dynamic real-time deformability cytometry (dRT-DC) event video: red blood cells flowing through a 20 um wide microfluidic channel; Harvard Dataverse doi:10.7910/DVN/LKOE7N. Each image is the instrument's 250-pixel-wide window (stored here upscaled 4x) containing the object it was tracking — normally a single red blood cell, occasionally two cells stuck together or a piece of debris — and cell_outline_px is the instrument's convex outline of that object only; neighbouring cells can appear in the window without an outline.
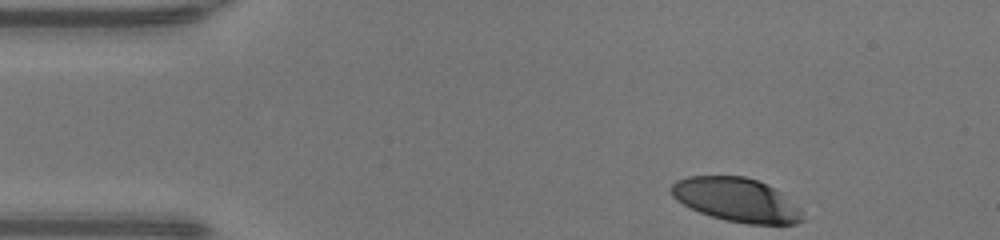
{"species": "human", "species_latin": "Homo sapiens", "temperature_condition": "warm", "stored_images_in_passage": 34, "camera_frame_rate_fps": 3000, "um_per_image_px": 0.085, "donor": {"sex": "male"}, "frame": {"image": 1, "passage_image": 1, "time_ms": 0.0, "image_size_px": [1000, 240], "cell_outline_px": [[804, 220], [796, 224], [748, 224], [724, 220], [700, 212], [676, 200], [672, 196], [668, 188], [676, 180], [688, 176], [744, 176], [756, 180], [776, 188], [800, 208]], "centroid_in_image_um": [62.6, 16.98], "position_along_channel_um": 22.4, "area_um2": 33.64}}
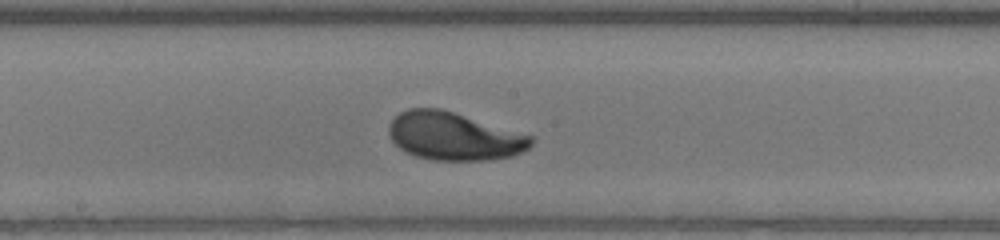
{"frame": {"image": 2, "passage_image": 20, "time_ms": 6.333, "image_size_px": [1000, 240], "cell_outline_px": [[532, 144], [528, 148], [512, 156], [484, 160], [432, 160], [416, 156], [400, 148], [392, 140], [388, 132], [388, 124], [400, 112], [408, 108], [440, 108], [532, 136]], "centroid_in_image_um": [38.55, 11.58], "position_along_channel_um": 209.7, "area_um2": 39.3}}
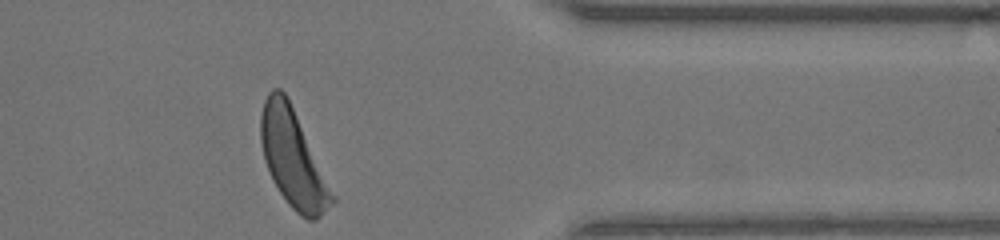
{"frame": {"image": 3, "passage_image": 34, "time_ms": 11.0, "image_size_px": [1000, 240], "cell_outline_px": [[336, 200], [316, 220], [308, 220], [296, 212], [288, 204], [272, 180], [264, 160], [260, 140], [260, 116], [264, 100], [268, 92], [272, 88], [280, 88], [284, 92], [336, 196]], "centroid_in_image_um": [24.88, 13.49], "position_along_channel_um": 386.5, "area_um2": 39.88}, "authors_computed_cell_mechanics": {"area_um2": 39.015, "velocity_mm_per_s": 4.2137, "shape_relaxation_time_tau1_ms": 1.9176, "shape_relaxation_time_tau2_ms": 3.8932, "deformation_change_tau1": 0.154, "deformation_change_tau2": 0.1143}}